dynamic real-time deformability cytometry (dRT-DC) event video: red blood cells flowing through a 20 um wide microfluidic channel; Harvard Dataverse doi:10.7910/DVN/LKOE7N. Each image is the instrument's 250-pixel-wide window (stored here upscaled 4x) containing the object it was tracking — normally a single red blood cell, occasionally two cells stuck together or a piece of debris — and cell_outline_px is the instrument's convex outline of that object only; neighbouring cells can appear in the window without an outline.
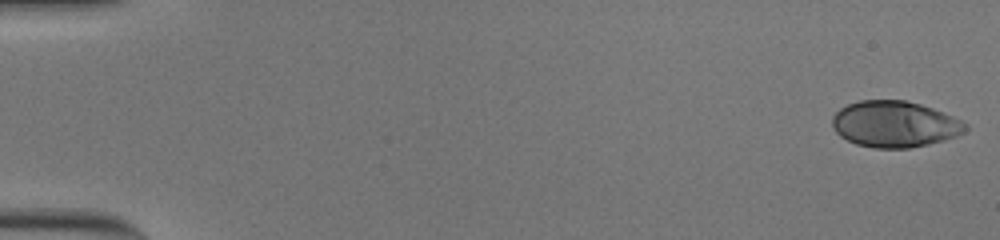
{"species": "human", "species_latin": "Homo sapiens", "temperature_condition": "cold", "stored_images_in_passage": 56, "camera_frame_rate_fps": 3000, "um_per_image_px": 0.085, "donor": {"sex": "male"}, "frame": {"image": 1, "passage_image": 1, "time_ms": 0.0, "image_size_px": [1000, 240], "cell_outline_px": [[968, 128], [964, 132], [956, 136], [944, 140], [928, 144], [908, 148], [876, 148], [856, 144], [840, 136], [836, 132], [832, 124], [832, 116], [840, 108], [848, 104], [860, 100], [904, 100], [920, 104], [932, 108], [952, 116], [968, 124]], "centroid_in_image_um": [76.04, 10.55], "position_along_channel_um": 9.0, "area_um2": 35.78}}
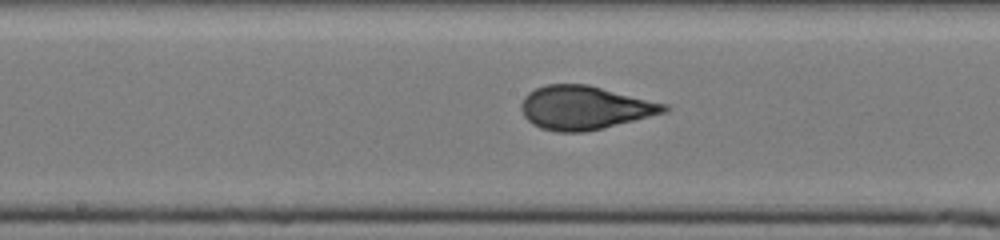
{"frame": {"image": 2, "passage_image": 30, "time_ms": 9.667, "image_size_px": [1000, 240], "cell_outline_px": [[672, 108], [668, 112], [604, 128], [584, 132], [556, 132], [540, 128], [532, 124], [524, 116], [520, 108], [520, 104], [524, 96], [528, 92], [536, 88], [548, 84], [588, 84], [668, 104]], "centroid_in_image_um": [49.71, 9.16], "position_along_channel_um": 198.5, "area_um2": 36.7}}
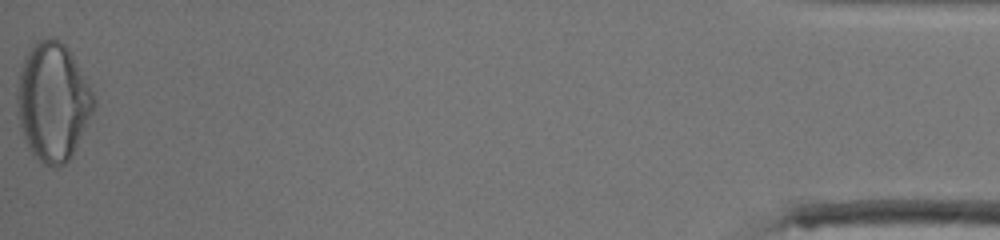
{"frame": {"image": 3, "passage_image": 56, "time_ms": 18.333, "image_size_px": [1000, 240], "cell_outline_px": [[96, 104], [72, 156], [64, 164], [56, 168], [44, 164], [28, 148], [20, 128], [16, 112], [16, 92], [20, 72], [24, 60], [32, 44], [40, 40], [52, 36], [60, 40], [68, 48], [88, 84], [96, 100]], "centroid_in_image_um": [4.47, 8.66], "position_along_channel_um": 430.7, "area_um2": 52.66}, "authors_computed_cell_mechanics": {"area_um2": 36.0672, "velocity_mm_per_s": 3.7009, "shape_relaxation_time_tau1_ms": 4.7496, "shape_relaxation_time_tau2_ms": null, "deformation_change_tau1": 0.2027, "deformation_change_tau2": null}}